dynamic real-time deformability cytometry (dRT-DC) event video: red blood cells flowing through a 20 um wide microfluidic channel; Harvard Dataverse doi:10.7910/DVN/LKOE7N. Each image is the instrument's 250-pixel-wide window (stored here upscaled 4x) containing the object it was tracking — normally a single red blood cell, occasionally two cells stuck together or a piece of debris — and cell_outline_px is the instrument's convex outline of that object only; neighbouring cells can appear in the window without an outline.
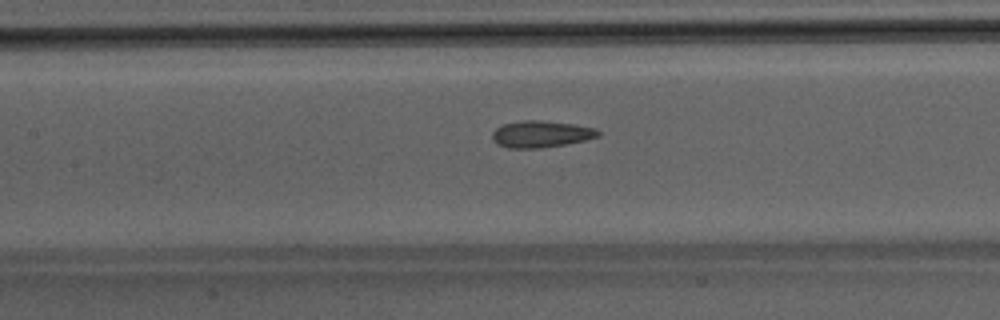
{"species": "Egyptian fruit bat (a non-hibernating species)", "species_latin": "Rousettus aegyptiacus", "temperature_condition": "room temperature", "stored_images_in_passage": 34, "camera_frame_rate_fps": 3000, "um_per_image_px": 0.085, "animal": {"sex": "male"}, "frame": {"image": 1, "passage_image": 8, "time_ms": 2.333, "image_size_px": [1000, 320], "cell_outline_px": [[600, 136], [584, 140], [564, 144], [540, 148], [508, 148], [496, 144], [492, 136], [492, 132], [496, 128], [504, 124], [524, 120], [540, 120], [572, 124], [596, 128], [600, 132]], "centroid_in_image_um": [45.97, 11.4], "position_along_channel_um": 161.4, "area_um2": 16.36}}
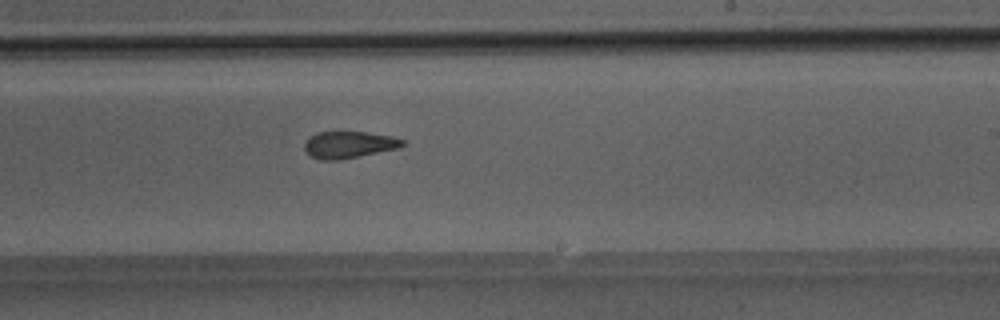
{"frame": {"image": 2, "passage_image": 15, "time_ms": 4.667, "image_size_px": [1000, 320], "cell_outline_px": [[404, 144], [400, 148], [340, 160], [320, 160], [312, 156], [304, 148], [304, 144], [316, 132], [364, 132], [392, 136], [404, 140]], "centroid_in_image_um": [29.69, 12.31], "position_along_channel_um": 259.3, "area_um2": 15.2}}
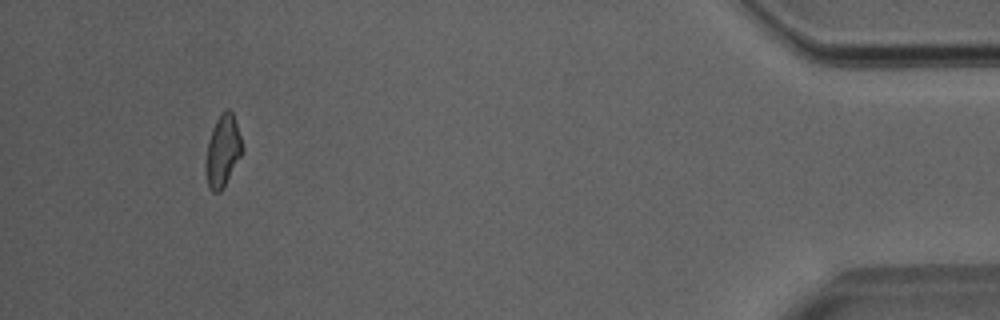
{"frame": {"image": 3, "passage_image": 31, "time_ms": 10.0, "image_size_px": [1000, 320], "cell_outline_px": [[244, 152], [220, 192], [212, 192], [208, 188], [208, 144], [212, 128], [220, 112], [228, 108], [232, 112], [244, 148]], "centroid_in_image_um": [18.99, 12.79], "position_along_channel_um": 416.2, "area_um2": 14.74}}